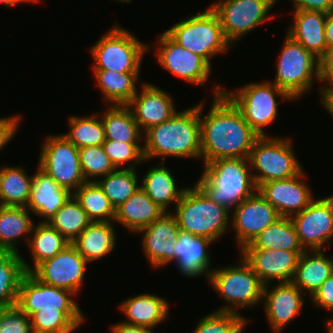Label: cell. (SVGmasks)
Masks as SVG:
<instances>
[{"label":"cell","mask_w":333,"mask_h":333,"mask_svg":"<svg viewBox=\"0 0 333 333\" xmlns=\"http://www.w3.org/2000/svg\"><path fill=\"white\" fill-rule=\"evenodd\" d=\"M240 257L237 265L219 266L210 273V286L226 302L216 311L239 313V308H254L263 301L264 284L244 258Z\"/></svg>","instance_id":"5b68a950"},{"label":"cell","mask_w":333,"mask_h":333,"mask_svg":"<svg viewBox=\"0 0 333 333\" xmlns=\"http://www.w3.org/2000/svg\"><path fill=\"white\" fill-rule=\"evenodd\" d=\"M111 333H154L150 328L130 325L120 321L119 323H114L110 326Z\"/></svg>","instance_id":"816d5d0a"},{"label":"cell","mask_w":333,"mask_h":333,"mask_svg":"<svg viewBox=\"0 0 333 333\" xmlns=\"http://www.w3.org/2000/svg\"><path fill=\"white\" fill-rule=\"evenodd\" d=\"M165 211H163L156 203H154L140 188L128 200L115 209L114 223L118 222L128 231L137 233L142 228L152 224L159 219Z\"/></svg>","instance_id":"83f0119b"},{"label":"cell","mask_w":333,"mask_h":333,"mask_svg":"<svg viewBox=\"0 0 333 333\" xmlns=\"http://www.w3.org/2000/svg\"><path fill=\"white\" fill-rule=\"evenodd\" d=\"M195 183L215 203L232 211L257 191L248 158H228L203 164Z\"/></svg>","instance_id":"3957f363"},{"label":"cell","mask_w":333,"mask_h":333,"mask_svg":"<svg viewBox=\"0 0 333 333\" xmlns=\"http://www.w3.org/2000/svg\"><path fill=\"white\" fill-rule=\"evenodd\" d=\"M295 10H309L329 13L333 10L332 0H289Z\"/></svg>","instance_id":"f907efd6"},{"label":"cell","mask_w":333,"mask_h":333,"mask_svg":"<svg viewBox=\"0 0 333 333\" xmlns=\"http://www.w3.org/2000/svg\"><path fill=\"white\" fill-rule=\"evenodd\" d=\"M9 251L3 248H0V260L8 253Z\"/></svg>","instance_id":"6f0895ef"},{"label":"cell","mask_w":333,"mask_h":333,"mask_svg":"<svg viewBox=\"0 0 333 333\" xmlns=\"http://www.w3.org/2000/svg\"><path fill=\"white\" fill-rule=\"evenodd\" d=\"M290 219L305 251H326V248L332 245L330 240L333 239V195L314 199L302 212L291 216Z\"/></svg>","instance_id":"5bb4252c"},{"label":"cell","mask_w":333,"mask_h":333,"mask_svg":"<svg viewBox=\"0 0 333 333\" xmlns=\"http://www.w3.org/2000/svg\"><path fill=\"white\" fill-rule=\"evenodd\" d=\"M137 169H116L100 179L98 185L109 199L114 209L128 200L140 189ZM139 184V185H138Z\"/></svg>","instance_id":"f35d334b"},{"label":"cell","mask_w":333,"mask_h":333,"mask_svg":"<svg viewBox=\"0 0 333 333\" xmlns=\"http://www.w3.org/2000/svg\"><path fill=\"white\" fill-rule=\"evenodd\" d=\"M79 160L86 181H97L116 170L102 145L79 148Z\"/></svg>","instance_id":"ee69618b"},{"label":"cell","mask_w":333,"mask_h":333,"mask_svg":"<svg viewBox=\"0 0 333 333\" xmlns=\"http://www.w3.org/2000/svg\"><path fill=\"white\" fill-rule=\"evenodd\" d=\"M98 112L90 116L68 117L69 130L62 134L77 148L101 146L105 142L104 125Z\"/></svg>","instance_id":"74e56055"},{"label":"cell","mask_w":333,"mask_h":333,"mask_svg":"<svg viewBox=\"0 0 333 333\" xmlns=\"http://www.w3.org/2000/svg\"><path fill=\"white\" fill-rule=\"evenodd\" d=\"M213 240L180 230L174 245V262L183 277L196 278L206 276L207 282L211 267V257L208 248Z\"/></svg>","instance_id":"603a6c76"},{"label":"cell","mask_w":333,"mask_h":333,"mask_svg":"<svg viewBox=\"0 0 333 333\" xmlns=\"http://www.w3.org/2000/svg\"><path fill=\"white\" fill-rule=\"evenodd\" d=\"M185 49L203 57L211 66V57L226 53L231 43L226 39L220 20L209 8L175 23L165 31Z\"/></svg>","instance_id":"52a82bcc"},{"label":"cell","mask_w":333,"mask_h":333,"mask_svg":"<svg viewBox=\"0 0 333 333\" xmlns=\"http://www.w3.org/2000/svg\"><path fill=\"white\" fill-rule=\"evenodd\" d=\"M241 250H284L304 252L296 229L289 217H281L263 230L250 244Z\"/></svg>","instance_id":"836d02e7"},{"label":"cell","mask_w":333,"mask_h":333,"mask_svg":"<svg viewBox=\"0 0 333 333\" xmlns=\"http://www.w3.org/2000/svg\"><path fill=\"white\" fill-rule=\"evenodd\" d=\"M71 244L62 234L47 222L39 221L34 225L27 247L32 255L29 264L22 258L25 272H31L38 264L52 258Z\"/></svg>","instance_id":"d6a6232c"},{"label":"cell","mask_w":333,"mask_h":333,"mask_svg":"<svg viewBox=\"0 0 333 333\" xmlns=\"http://www.w3.org/2000/svg\"><path fill=\"white\" fill-rule=\"evenodd\" d=\"M120 304L119 309L126 315V320H122V322L130 325L143 326L153 330L169 318V302L155 293L134 295Z\"/></svg>","instance_id":"484cf974"},{"label":"cell","mask_w":333,"mask_h":333,"mask_svg":"<svg viewBox=\"0 0 333 333\" xmlns=\"http://www.w3.org/2000/svg\"><path fill=\"white\" fill-rule=\"evenodd\" d=\"M273 6L276 5L271 0H219L210 4L226 39L234 46L245 35L276 16L269 15Z\"/></svg>","instance_id":"4fadbf2b"},{"label":"cell","mask_w":333,"mask_h":333,"mask_svg":"<svg viewBox=\"0 0 333 333\" xmlns=\"http://www.w3.org/2000/svg\"><path fill=\"white\" fill-rule=\"evenodd\" d=\"M115 1H118V2H122L123 3H130L133 1V0H115Z\"/></svg>","instance_id":"91938a15"},{"label":"cell","mask_w":333,"mask_h":333,"mask_svg":"<svg viewBox=\"0 0 333 333\" xmlns=\"http://www.w3.org/2000/svg\"><path fill=\"white\" fill-rule=\"evenodd\" d=\"M239 252L264 285L276 280L277 283L291 282L303 253L284 250H239Z\"/></svg>","instance_id":"7402d4cb"},{"label":"cell","mask_w":333,"mask_h":333,"mask_svg":"<svg viewBox=\"0 0 333 333\" xmlns=\"http://www.w3.org/2000/svg\"><path fill=\"white\" fill-rule=\"evenodd\" d=\"M174 212L180 230L217 241L230 228L231 211L212 201L195 183L186 187Z\"/></svg>","instance_id":"277c9868"},{"label":"cell","mask_w":333,"mask_h":333,"mask_svg":"<svg viewBox=\"0 0 333 333\" xmlns=\"http://www.w3.org/2000/svg\"><path fill=\"white\" fill-rule=\"evenodd\" d=\"M293 12L294 22L288 25L286 33L320 59L327 49L324 31L327 14L309 10Z\"/></svg>","instance_id":"d4e9b609"},{"label":"cell","mask_w":333,"mask_h":333,"mask_svg":"<svg viewBox=\"0 0 333 333\" xmlns=\"http://www.w3.org/2000/svg\"><path fill=\"white\" fill-rule=\"evenodd\" d=\"M33 330L47 333H73L78 326L63 311L39 310L30 316Z\"/></svg>","instance_id":"f6af8a7d"},{"label":"cell","mask_w":333,"mask_h":333,"mask_svg":"<svg viewBox=\"0 0 333 333\" xmlns=\"http://www.w3.org/2000/svg\"><path fill=\"white\" fill-rule=\"evenodd\" d=\"M101 114L105 139L126 143H141L143 133L127 105H109ZM141 141V142H140Z\"/></svg>","instance_id":"e575fe53"},{"label":"cell","mask_w":333,"mask_h":333,"mask_svg":"<svg viewBox=\"0 0 333 333\" xmlns=\"http://www.w3.org/2000/svg\"><path fill=\"white\" fill-rule=\"evenodd\" d=\"M93 74L108 105H127L138 90L140 73L93 70Z\"/></svg>","instance_id":"1f68e13d"},{"label":"cell","mask_w":333,"mask_h":333,"mask_svg":"<svg viewBox=\"0 0 333 333\" xmlns=\"http://www.w3.org/2000/svg\"><path fill=\"white\" fill-rule=\"evenodd\" d=\"M105 153L109 156L116 169H136L137 165L146 162L141 143H126L111 139H105L102 144ZM129 163V164H127Z\"/></svg>","instance_id":"7bdbcfd3"},{"label":"cell","mask_w":333,"mask_h":333,"mask_svg":"<svg viewBox=\"0 0 333 333\" xmlns=\"http://www.w3.org/2000/svg\"><path fill=\"white\" fill-rule=\"evenodd\" d=\"M156 61L176 77L194 85H206L212 66L201 56L180 46L165 31L155 41Z\"/></svg>","instance_id":"9a60e30c"},{"label":"cell","mask_w":333,"mask_h":333,"mask_svg":"<svg viewBox=\"0 0 333 333\" xmlns=\"http://www.w3.org/2000/svg\"><path fill=\"white\" fill-rule=\"evenodd\" d=\"M8 306H3V305H0V318L4 312V310L7 308Z\"/></svg>","instance_id":"680465c9"},{"label":"cell","mask_w":333,"mask_h":333,"mask_svg":"<svg viewBox=\"0 0 333 333\" xmlns=\"http://www.w3.org/2000/svg\"><path fill=\"white\" fill-rule=\"evenodd\" d=\"M324 31L327 48L333 46V10L327 13Z\"/></svg>","instance_id":"db71d44e"},{"label":"cell","mask_w":333,"mask_h":333,"mask_svg":"<svg viewBox=\"0 0 333 333\" xmlns=\"http://www.w3.org/2000/svg\"><path fill=\"white\" fill-rule=\"evenodd\" d=\"M21 166L0 168V206L27 207L33 175Z\"/></svg>","instance_id":"d590c367"},{"label":"cell","mask_w":333,"mask_h":333,"mask_svg":"<svg viewBox=\"0 0 333 333\" xmlns=\"http://www.w3.org/2000/svg\"><path fill=\"white\" fill-rule=\"evenodd\" d=\"M303 178L306 179V174L302 170L294 177L263 183L257 190L281 217L290 218L302 212L315 199Z\"/></svg>","instance_id":"d6986e66"},{"label":"cell","mask_w":333,"mask_h":333,"mask_svg":"<svg viewBox=\"0 0 333 333\" xmlns=\"http://www.w3.org/2000/svg\"><path fill=\"white\" fill-rule=\"evenodd\" d=\"M292 142L289 137L267 135L257 138L248 157L257 188L269 181L294 177L304 170L295 156Z\"/></svg>","instance_id":"ba28073f"},{"label":"cell","mask_w":333,"mask_h":333,"mask_svg":"<svg viewBox=\"0 0 333 333\" xmlns=\"http://www.w3.org/2000/svg\"><path fill=\"white\" fill-rule=\"evenodd\" d=\"M41 0H0V4L6 6V8L15 6L16 4L20 3H39Z\"/></svg>","instance_id":"11a10c76"},{"label":"cell","mask_w":333,"mask_h":333,"mask_svg":"<svg viewBox=\"0 0 333 333\" xmlns=\"http://www.w3.org/2000/svg\"><path fill=\"white\" fill-rule=\"evenodd\" d=\"M310 300L322 310L333 311V274L313 293Z\"/></svg>","instance_id":"7dc6e473"},{"label":"cell","mask_w":333,"mask_h":333,"mask_svg":"<svg viewBox=\"0 0 333 333\" xmlns=\"http://www.w3.org/2000/svg\"><path fill=\"white\" fill-rule=\"evenodd\" d=\"M22 117L14 114L13 116H5L0 118V150L5 148L9 141L11 142L16 136L17 129L20 128Z\"/></svg>","instance_id":"681fc988"},{"label":"cell","mask_w":333,"mask_h":333,"mask_svg":"<svg viewBox=\"0 0 333 333\" xmlns=\"http://www.w3.org/2000/svg\"><path fill=\"white\" fill-rule=\"evenodd\" d=\"M164 164V162H161L150 167L140 180V188L163 211L170 212L169 207L172 204L176 206L186 187L178 188L173 173Z\"/></svg>","instance_id":"4316f807"},{"label":"cell","mask_w":333,"mask_h":333,"mask_svg":"<svg viewBox=\"0 0 333 333\" xmlns=\"http://www.w3.org/2000/svg\"><path fill=\"white\" fill-rule=\"evenodd\" d=\"M72 296L76 295L68 290L46 285L30 272H26L20 282L16 305L29 317L41 309L42 311H63L80 327L85 317L78 302Z\"/></svg>","instance_id":"7c38bea8"},{"label":"cell","mask_w":333,"mask_h":333,"mask_svg":"<svg viewBox=\"0 0 333 333\" xmlns=\"http://www.w3.org/2000/svg\"><path fill=\"white\" fill-rule=\"evenodd\" d=\"M140 90H137L127 106L140 131L144 133L149 128L170 119L177 110L172 96L155 84L144 82Z\"/></svg>","instance_id":"44dd1931"},{"label":"cell","mask_w":333,"mask_h":333,"mask_svg":"<svg viewBox=\"0 0 333 333\" xmlns=\"http://www.w3.org/2000/svg\"><path fill=\"white\" fill-rule=\"evenodd\" d=\"M146 161L161 157L201 159L199 103L177 111L170 119L143 133Z\"/></svg>","instance_id":"7a4b0ae2"},{"label":"cell","mask_w":333,"mask_h":333,"mask_svg":"<svg viewBox=\"0 0 333 333\" xmlns=\"http://www.w3.org/2000/svg\"><path fill=\"white\" fill-rule=\"evenodd\" d=\"M231 214L230 224L239 249L250 244L263 230L281 218L258 190L233 208Z\"/></svg>","instance_id":"e0dca14e"},{"label":"cell","mask_w":333,"mask_h":333,"mask_svg":"<svg viewBox=\"0 0 333 333\" xmlns=\"http://www.w3.org/2000/svg\"><path fill=\"white\" fill-rule=\"evenodd\" d=\"M324 252L325 250L304 251L291 281L304 294H309V298L333 274V258L324 255Z\"/></svg>","instance_id":"f1b7e54d"},{"label":"cell","mask_w":333,"mask_h":333,"mask_svg":"<svg viewBox=\"0 0 333 333\" xmlns=\"http://www.w3.org/2000/svg\"><path fill=\"white\" fill-rule=\"evenodd\" d=\"M116 233L114 222H91L71 244L91 264L116 248Z\"/></svg>","instance_id":"f546056e"},{"label":"cell","mask_w":333,"mask_h":333,"mask_svg":"<svg viewBox=\"0 0 333 333\" xmlns=\"http://www.w3.org/2000/svg\"><path fill=\"white\" fill-rule=\"evenodd\" d=\"M281 49L271 82L295 101L307 95L314 81L320 82L319 59L287 33Z\"/></svg>","instance_id":"9c48e42d"},{"label":"cell","mask_w":333,"mask_h":333,"mask_svg":"<svg viewBox=\"0 0 333 333\" xmlns=\"http://www.w3.org/2000/svg\"><path fill=\"white\" fill-rule=\"evenodd\" d=\"M150 47L116 23L90 47L94 61L92 69L140 73L143 56Z\"/></svg>","instance_id":"8992f818"},{"label":"cell","mask_w":333,"mask_h":333,"mask_svg":"<svg viewBox=\"0 0 333 333\" xmlns=\"http://www.w3.org/2000/svg\"><path fill=\"white\" fill-rule=\"evenodd\" d=\"M36 168L27 208L32 214L44 218L41 222H46L64 205L72 193L60 187L38 165Z\"/></svg>","instance_id":"cb8c5ba5"},{"label":"cell","mask_w":333,"mask_h":333,"mask_svg":"<svg viewBox=\"0 0 333 333\" xmlns=\"http://www.w3.org/2000/svg\"><path fill=\"white\" fill-rule=\"evenodd\" d=\"M89 263L69 244L52 258L38 264L30 273L40 282L78 295Z\"/></svg>","instance_id":"2e32d148"},{"label":"cell","mask_w":333,"mask_h":333,"mask_svg":"<svg viewBox=\"0 0 333 333\" xmlns=\"http://www.w3.org/2000/svg\"><path fill=\"white\" fill-rule=\"evenodd\" d=\"M30 317L17 305L7 307L0 318V333H30Z\"/></svg>","instance_id":"bcb514c9"},{"label":"cell","mask_w":333,"mask_h":333,"mask_svg":"<svg viewBox=\"0 0 333 333\" xmlns=\"http://www.w3.org/2000/svg\"><path fill=\"white\" fill-rule=\"evenodd\" d=\"M327 333H333V330H327Z\"/></svg>","instance_id":"be15d7a7"},{"label":"cell","mask_w":333,"mask_h":333,"mask_svg":"<svg viewBox=\"0 0 333 333\" xmlns=\"http://www.w3.org/2000/svg\"><path fill=\"white\" fill-rule=\"evenodd\" d=\"M73 195L92 222H113L115 209L96 181H86Z\"/></svg>","instance_id":"ab89813d"},{"label":"cell","mask_w":333,"mask_h":333,"mask_svg":"<svg viewBox=\"0 0 333 333\" xmlns=\"http://www.w3.org/2000/svg\"><path fill=\"white\" fill-rule=\"evenodd\" d=\"M25 273L20 254L8 252L0 260V305L9 307L17 304L20 282Z\"/></svg>","instance_id":"60d3db41"},{"label":"cell","mask_w":333,"mask_h":333,"mask_svg":"<svg viewBox=\"0 0 333 333\" xmlns=\"http://www.w3.org/2000/svg\"><path fill=\"white\" fill-rule=\"evenodd\" d=\"M320 96L321 106L333 117V88L322 90Z\"/></svg>","instance_id":"f5cc1de1"},{"label":"cell","mask_w":333,"mask_h":333,"mask_svg":"<svg viewBox=\"0 0 333 333\" xmlns=\"http://www.w3.org/2000/svg\"><path fill=\"white\" fill-rule=\"evenodd\" d=\"M320 83L319 95L322 90L333 88V46L328 47L324 55L319 59ZM323 82V83H322ZM326 82L328 83L326 86Z\"/></svg>","instance_id":"c3c4849f"},{"label":"cell","mask_w":333,"mask_h":333,"mask_svg":"<svg viewBox=\"0 0 333 333\" xmlns=\"http://www.w3.org/2000/svg\"><path fill=\"white\" fill-rule=\"evenodd\" d=\"M275 284L273 287L270 283L264 285L262 304L271 331L281 333L285 326L303 312L305 300L303 292L292 282Z\"/></svg>","instance_id":"ac0fdd59"},{"label":"cell","mask_w":333,"mask_h":333,"mask_svg":"<svg viewBox=\"0 0 333 333\" xmlns=\"http://www.w3.org/2000/svg\"><path fill=\"white\" fill-rule=\"evenodd\" d=\"M176 217L171 212L164 213L152 224L142 228V250L152 268L163 269V266L174 262V245L179 234Z\"/></svg>","instance_id":"ffe728a7"},{"label":"cell","mask_w":333,"mask_h":333,"mask_svg":"<svg viewBox=\"0 0 333 333\" xmlns=\"http://www.w3.org/2000/svg\"><path fill=\"white\" fill-rule=\"evenodd\" d=\"M223 93L241 111L245 121L259 136H267L265 127L275 122L280 105L277 98L293 101L271 81L250 82L231 91L224 87Z\"/></svg>","instance_id":"30bf717a"},{"label":"cell","mask_w":333,"mask_h":333,"mask_svg":"<svg viewBox=\"0 0 333 333\" xmlns=\"http://www.w3.org/2000/svg\"><path fill=\"white\" fill-rule=\"evenodd\" d=\"M249 322L241 313L215 310L199 319L193 333H241Z\"/></svg>","instance_id":"b9f144b4"},{"label":"cell","mask_w":333,"mask_h":333,"mask_svg":"<svg viewBox=\"0 0 333 333\" xmlns=\"http://www.w3.org/2000/svg\"><path fill=\"white\" fill-rule=\"evenodd\" d=\"M274 4H276L278 2V0H271Z\"/></svg>","instance_id":"6125c7cd"},{"label":"cell","mask_w":333,"mask_h":333,"mask_svg":"<svg viewBox=\"0 0 333 333\" xmlns=\"http://www.w3.org/2000/svg\"><path fill=\"white\" fill-rule=\"evenodd\" d=\"M331 314H333V311ZM324 325L326 327V330H333V315L325 320Z\"/></svg>","instance_id":"9f6ffc18"},{"label":"cell","mask_w":333,"mask_h":333,"mask_svg":"<svg viewBox=\"0 0 333 333\" xmlns=\"http://www.w3.org/2000/svg\"><path fill=\"white\" fill-rule=\"evenodd\" d=\"M70 243H72L92 222L72 194L64 205L46 221Z\"/></svg>","instance_id":"8d00e7d4"},{"label":"cell","mask_w":333,"mask_h":333,"mask_svg":"<svg viewBox=\"0 0 333 333\" xmlns=\"http://www.w3.org/2000/svg\"><path fill=\"white\" fill-rule=\"evenodd\" d=\"M213 89L214 99L205 116L202 115L205 100L199 102L203 164L219 159L248 158L259 135L223 93V85L218 83Z\"/></svg>","instance_id":"6da1fadb"},{"label":"cell","mask_w":333,"mask_h":333,"mask_svg":"<svg viewBox=\"0 0 333 333\" xmlns=\"http://www.w3.org/2000/svg\"><path fill=\"white\" fill-rule=\"evenodd\" d=\"M38 167L60 187L74 193L86 180L79 160V148L62 134L44 138Z\"/></svg>","instance_id":"8fae6325"},{"label":"cell","mask_w":333,"mask_h":333,"mask_svg":"<svg viewBox=\"0 0 333 333\" xmlns=\"http://www.w3.org/2000/svg\"><path fill=\"white\" fill-rule=\"evenodd\" d=\"M30 333H47V332H41V331H36V330H31Z\"/></svg>","instance_id":"94428289"},{"label":"cell","mask_w":333,"mask_h":333,"mask_svg":"<svg viewBox=\"0 0 333 333\" xmlns=\"http://www.w3.org/2000/svg\"><path fill=\"white\" fill-rule=\"evenodd\" d=\"M31 215L27 207L0 206V248L20 253L17 244L20 239L28 244L35 225Z\"/></svg>","instance_id":"4dcf8cb0"}]
</instances>
